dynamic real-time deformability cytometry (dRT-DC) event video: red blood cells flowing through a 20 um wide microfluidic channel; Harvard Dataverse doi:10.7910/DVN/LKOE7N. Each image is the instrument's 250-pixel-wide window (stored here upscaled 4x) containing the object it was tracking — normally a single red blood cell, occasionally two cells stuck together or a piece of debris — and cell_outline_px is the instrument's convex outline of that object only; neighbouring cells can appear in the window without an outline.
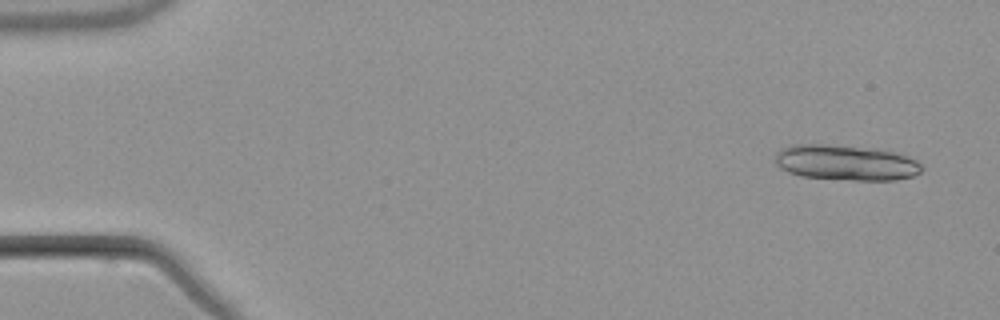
{"species": "common noctule bat (a hibernating species)", "species_latin": "Nyctalus noctula", "temperature_condition": "warm", "stored_images_in_passage": 8, "segment_of_instrument_passage": [1, 2], "camera_frame_rate_fps": 3000, "um_per_image_px": 0.085, "animal": {"sex": "male", "body_mass_g": 21.5, "forearm_length_mm": 52.0}, "frame": {"image": 1, "passage_image": 1, "time_ms": 0.0, "image_size_px": [1000, 320], "cell_outline_px": [[924, 168], [920, 172], [912, 176], [896, 180], [852, 180], [800, 176], [788, 172], [780, 168], [776, 164], [776, 152], [780, 148], [788, 144], [824, 144], [876, 148], [896, 152], [908, 156], [916, 160]], "centroid_in_image_um": [71.89, 13.81], "position_along_channel_um": 13.1, "area_um2": 30.63}}